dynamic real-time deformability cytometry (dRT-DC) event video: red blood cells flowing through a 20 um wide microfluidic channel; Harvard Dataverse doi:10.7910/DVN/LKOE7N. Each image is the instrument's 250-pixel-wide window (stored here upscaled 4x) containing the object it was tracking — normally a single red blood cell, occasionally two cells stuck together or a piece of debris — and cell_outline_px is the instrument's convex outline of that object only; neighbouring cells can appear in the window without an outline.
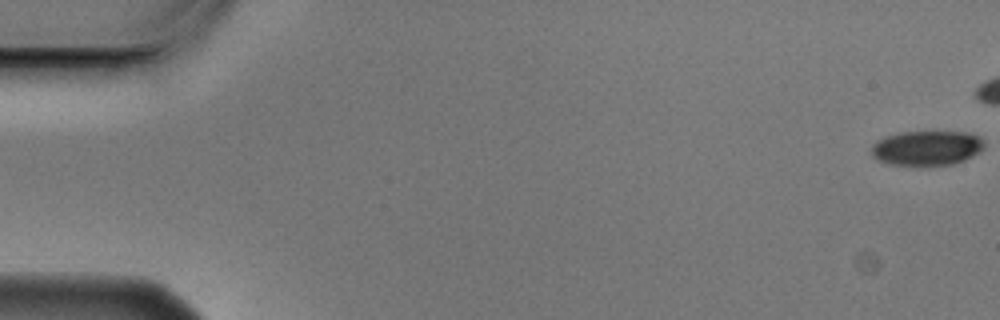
{"species": "Egyptian fruit bat (a non-hibernating species)", "species_latin": "Rousettus aegyptiacus", "temperature_condition": "cold", "stored_images_in_passage": 6, "camera_frame_rate_fps": 3000, "um_per_image_px": 0.085, "animal": {"sex": "male"}, "frame": {"image": 1, "passage_image": 1, "time_ms": 0.0, "image_size_px": [1000, 320], "cell_outline_px": [[984, 148], [980, 152], [964, 160], [952, 164], [888, 164], [872, 156], [872, 144], [876, 140], [900, 132], [968, 132], [980, 136], [984, 140]], "centroid_in_image_um": [78.81, 12.56], "position_along_channel_um": 6.2, "area_um2": 22.6}}